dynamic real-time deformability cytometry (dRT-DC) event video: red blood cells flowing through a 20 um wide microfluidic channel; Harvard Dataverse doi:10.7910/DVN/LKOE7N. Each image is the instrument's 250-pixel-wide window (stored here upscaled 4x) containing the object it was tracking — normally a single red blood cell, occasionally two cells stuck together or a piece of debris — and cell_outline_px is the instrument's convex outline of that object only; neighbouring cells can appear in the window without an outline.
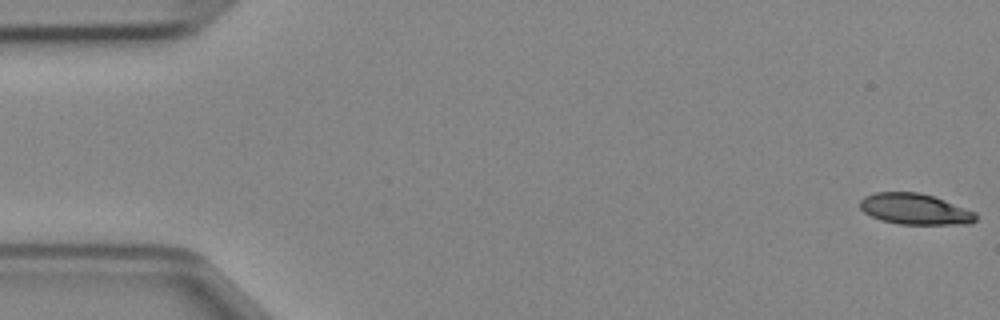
{"species": "Egyptian fruit bat (a non-hibernating species)", "species_latin": "Rousettus aegyptiacus", "temperature_condition": "cold", "stored_images_in_passage": 47, "camera_frame_rate_fps": 3000, "um_per_image_px": 0.085, "animal": {"sex": "female"}, "frame": {"image": 1, "passage_image": 1, "time_ms": 0.0, "image_size_px": [1000, 320], "cell_outline_px": [[976, 220], [968, 224], [900, 224], [880, 220], [864, 212], [860, 208], [860, 200], [864, 196], [876, 192], [920, 192], [944, 200], [976, 212]], "centroid_in_image_um": [77.75, 17.77], "position_along_channel_um": 7.2, "area_um2": 20.81}}
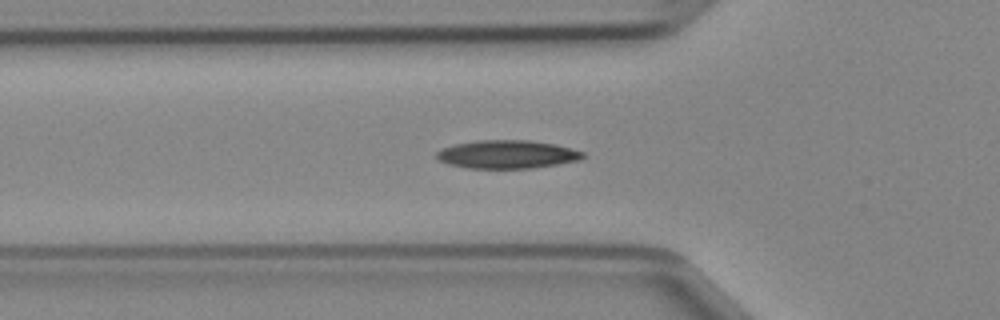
{"frame": {"image": 2, "passage_image": 16, "time_ms": 5.0, "image_size_px": [1000, 320], "cell_outline_px": [[584, 156], [580, 160], [532, 168], [468, 168], [448, 164], [440, 160], [436, 156], [436, 152], [440, 148], [452, 144], [476, 140], [528, 140], [556, 144], [584, 152]], "centroid_in_image_um": [43.07, 13.11], "position_along_channel_um": 82.7, "area_um2": 24.16}}
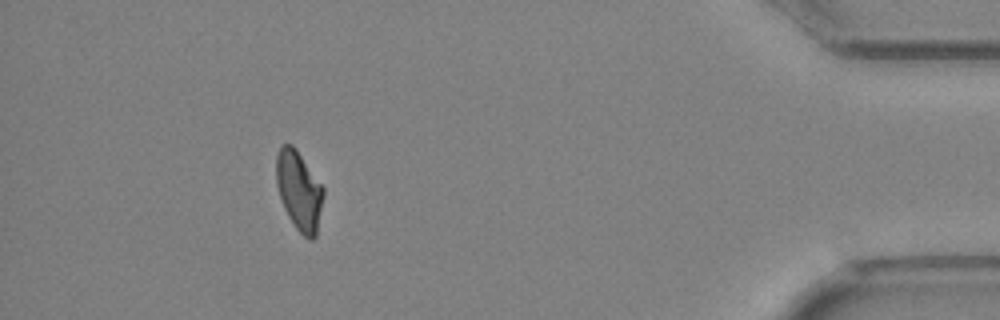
{"frame": {"image": 3, "passage_image": 43, "time_ms": 14.0, "image_size_px": [1000, 320], "cell_outline_px": [[324, 196], [316, 236], [312, 240], [304, 236], [296, 228], [288, 216], [284, 208], [276, 184], [276, 156], [280, 144], [292, 144], [296, 148], [324, 188]], "centroid_in_image_um": [25.41, 16.18], "position_along_channel_um": 409.8, "area_um2": 21.79}}